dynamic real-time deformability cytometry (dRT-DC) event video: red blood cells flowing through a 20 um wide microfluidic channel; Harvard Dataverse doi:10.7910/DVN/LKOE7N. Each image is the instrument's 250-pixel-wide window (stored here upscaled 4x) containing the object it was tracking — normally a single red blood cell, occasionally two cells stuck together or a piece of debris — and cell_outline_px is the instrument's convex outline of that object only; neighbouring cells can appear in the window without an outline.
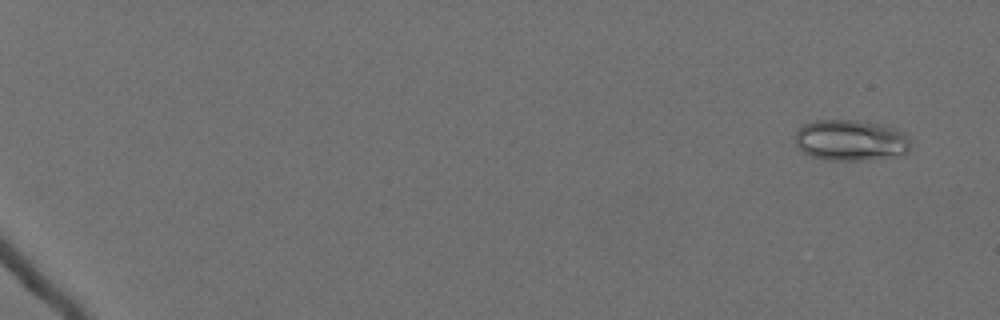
{"species": "Egyptian fruit bat (a non-hibernating species)", "species_latin": "Rousettus aegyptiacus", "temperature_condition": "cold", "stored_images_in_passage": 26, "camera_frame_rate_fps": 3000, "um_per_image_px": 0.085, "animal": {"sex": "female"}, "frame": {"image": 1, "passage_image": 4, "time_ms": 1.0, "image_size_px": [1000, 320], "cell_outline_px": [[912, 140], [908, 152], [900, 156], [864, 160], [832, 160], [812, 156], [804, 152], [796, 144], [796, 132], [804, 124], [816, 120], [856, 120], [880, 124], [904, 132]], "centroid_in_image_um": [72.37, 11.93], "position_along_channel_um": 12.6, "area_um2": 27.63}}